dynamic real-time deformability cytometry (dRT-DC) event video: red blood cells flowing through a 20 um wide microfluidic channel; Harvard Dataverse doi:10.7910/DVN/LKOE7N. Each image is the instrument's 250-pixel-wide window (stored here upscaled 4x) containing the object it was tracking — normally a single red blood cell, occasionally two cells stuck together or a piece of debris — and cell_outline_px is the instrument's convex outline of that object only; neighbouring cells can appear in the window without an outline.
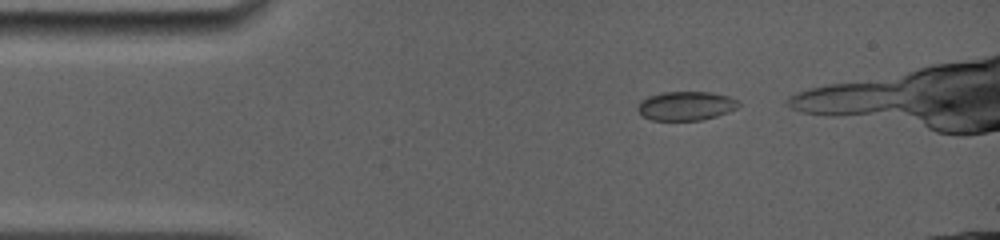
{"species": "common noctule bat (a hibernating species)", "species_latin": "Nyctalus noctula", "temperature_condition": "room temperature", "stored_images_in_passage": 33, "camera_frame_rate_fps": 5000, "um_per_image_px": 0.085, "animal": {"sex": "female", "body_mass_g": 19.0, "forearm_length_mm": 56.7}, "frame": {"image": 1, "passage_image": 1, "time_ms": 0.0, "image_size_px": [1000, 240], "cell_outline_px": [[740, 104], [736, 108], [728, 112], [716, 116], [700, 120], [652, 120], [644, 116], [636, 108], [640, 100], [648, 96], [664, 92], [712, 92], [728, 96], [736, 100]], "centroid_in_image_um": [58.28, 8.99], "position_along_channel_um": 26.7, "area_um2": 16.94}}
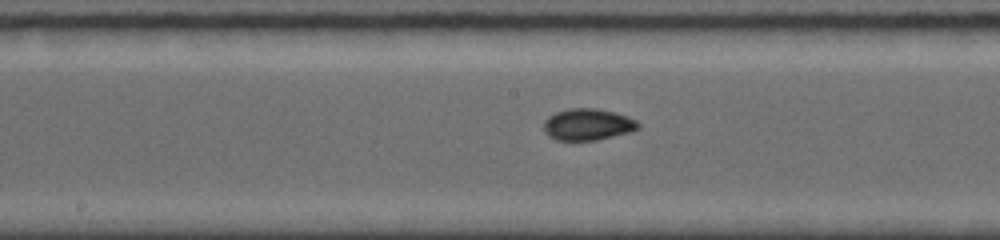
{"frame": {"image": 2, "passage_image": 16, "time_ms": 5.6, "image_size_px": [1000, 240], "cell_outline_px": [[640, 128], [632, 132], [596, 140], [556, 140], [548, 136], [544, 132], [544, 120], [548, 116], [556, 112], [568, 108], [596, 108], [628, 116], [636, 120], [640, 124]], "centroid_in_image_um": [49.96, 10.58], "position_along_channel_um": 198.2, "area_um2": 17.57}}
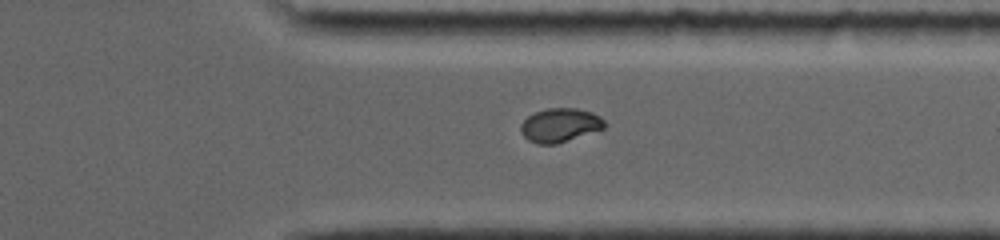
{"frame": {"image": 3, "passage_image": 27, "time_ms": 9.8, "image_size_px": [1000, 240], "cell_outline_px": [[604, 128], [556, 144], [536, 144], [528, 140], [520, 132], [520, 124], [532, 112], [548, 108], [576, 108], [592, 112], [600, 116], [604, 120]], "centroid_in_image_um": [47.55, 10.63], "position_along_channel_um": 363.8, "area_um2": 16.53}}